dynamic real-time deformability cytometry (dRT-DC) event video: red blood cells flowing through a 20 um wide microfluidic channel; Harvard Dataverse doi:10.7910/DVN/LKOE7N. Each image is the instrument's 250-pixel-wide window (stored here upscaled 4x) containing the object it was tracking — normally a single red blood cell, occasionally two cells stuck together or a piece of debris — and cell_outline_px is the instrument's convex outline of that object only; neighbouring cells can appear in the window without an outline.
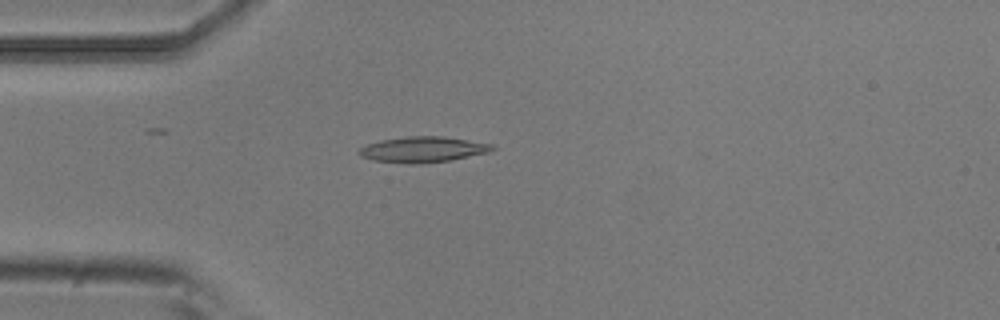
{"species": "common noctule bat (a hibernating species)", "species_latin": "Nyctalus noctula", "temperature_condition": "room temperature", "stored_images_in_passage": 3, "camera_frame_rate_fps": 3000, "um_per_image_px": 0.085, "animal": {"sex": "male", "body_mass_g": 20.5, "forearm_length_mm": 52.5}, "frame": {"image": 1, "passage_image": 2, "time_ms": 0.333, "image_size_px": [1000, 320], "cell_outline_px": [[496, 148], [488, 152], [452, 160], [420, 164], [408, 164], [372, 160], [360, 156], [356, 152], [360, 148], [368, 144], [380, 140], [408, 136], [440, 136], [492, 144]], "centroid_in_image_um": [35.9, 12.72], "position_along_channel_um": 49.1, "area_um2": 19.94}}